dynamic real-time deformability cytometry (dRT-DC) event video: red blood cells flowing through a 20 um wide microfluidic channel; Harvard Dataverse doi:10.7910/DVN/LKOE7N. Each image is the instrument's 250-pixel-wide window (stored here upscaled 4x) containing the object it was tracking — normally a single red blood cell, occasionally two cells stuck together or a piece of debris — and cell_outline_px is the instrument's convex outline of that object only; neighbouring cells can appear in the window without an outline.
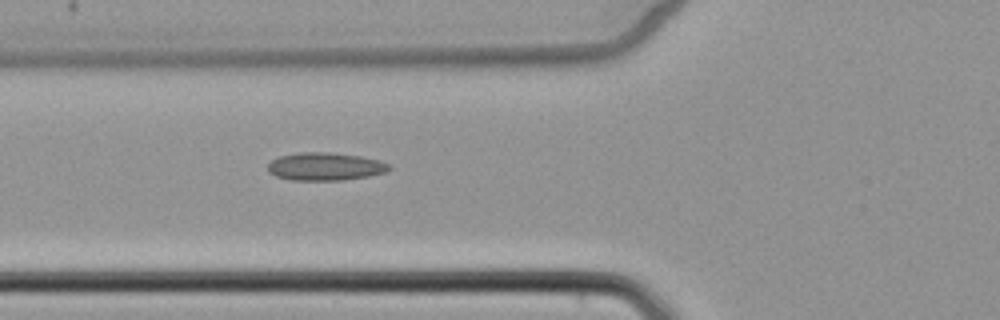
{"species": "common noctule bat (a hibernating species)", "species_latin": "Nyctalus noctula", "temperature_condition": "cold", "stored_images_in_passage": 5, "camera_frame_rate_fps": 3000, "um_per_image_px": 0.085, "animal": {"sex": "female", "body_mass_g": 22.7, "forearm_length_mm": 54.2}, "frame": {"image": 1, "passage_image": 5, "time_ms": 4.667, "image_size_px": [1000, 320], "cell_outline_px": [[392, 168], [388, 172], [368, 176], [344, 180], [288, 180], [276, 176], [268, 172], [268, 164], [272, 160], [280, 156], [300, 152], [328, 152], [360, 156], [380, 160], [388, 164]], "centroid_in_image_um": [27.65, 14.16], "position_along_channel_um": 98.1, "area_um2": 19.83}}